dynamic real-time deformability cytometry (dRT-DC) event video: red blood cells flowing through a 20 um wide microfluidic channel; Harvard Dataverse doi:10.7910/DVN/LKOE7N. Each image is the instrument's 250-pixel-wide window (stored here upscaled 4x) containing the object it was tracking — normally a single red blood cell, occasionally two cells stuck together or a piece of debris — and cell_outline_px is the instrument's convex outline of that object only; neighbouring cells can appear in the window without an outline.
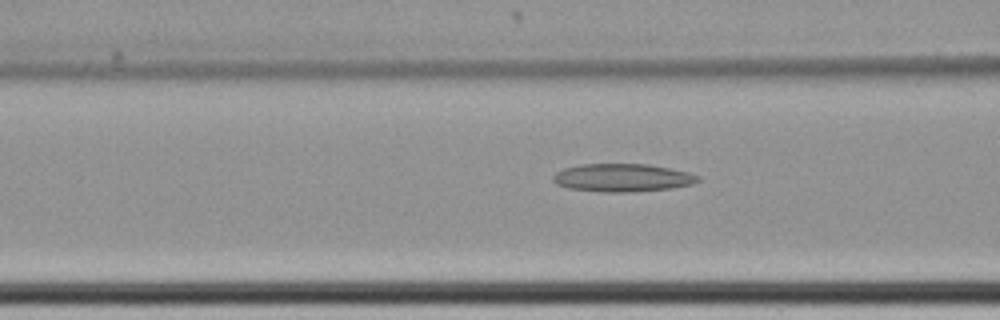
{"species": "common noctule bat (a hibernating species)", "species_latin": "Nyctalus noctula", "temperature_condition": "cold", "stored_images_in_passage": 48, "camera_frame_rate_fps": 3000, "um_per_image_px": 0.085, "animal": {"sex": "female", "body_mass_g": 22.7, "forearm_length_mm": 54.2}, "frame": {"image": 1, "passage_image": 13, "time_ms": 4.0, "image_size_px": [1000, 320], "cell_outline_px": [[700, 180], [692, 184], [672, 188], [632, 192], [604, 192], [568, 188], [556, 184], [552, 180], [552, 176], [556, 172], [564, 168], [580, 164], [648, 164], [688, 172], [700, 176]], "centroid_in_image_um": [52.89, 15.11], "position_along_channel_um": 113.7, "area_um2": 23.7}}
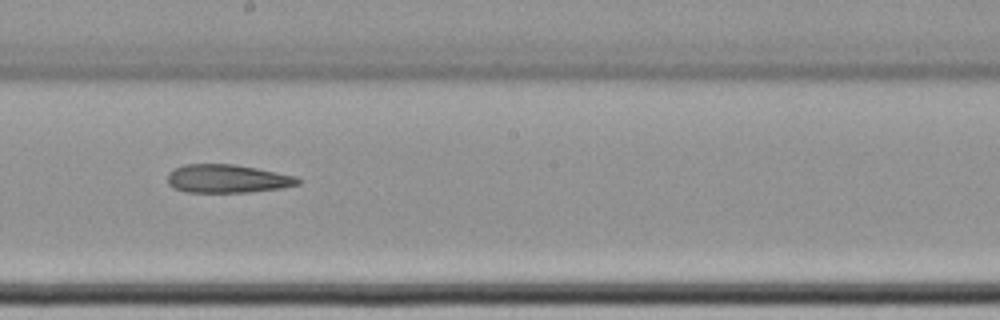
{"frame": {"image": 2, "passage_image": 23, "time_ms": 7.333, "image_size_px": [1000, 320], "cell_outline_px": [[300, 184], [284, 188], [248, 192], [188, 192], [172, 188], [168, 184], [168, 172], [184, 164], [232, 164], [256, 168], [296, 176], [300, 180]], "centroid_in_image_um": [19.32, 15.19], "position_along_channel_um": 228.9, "area_um2": 21.56}}
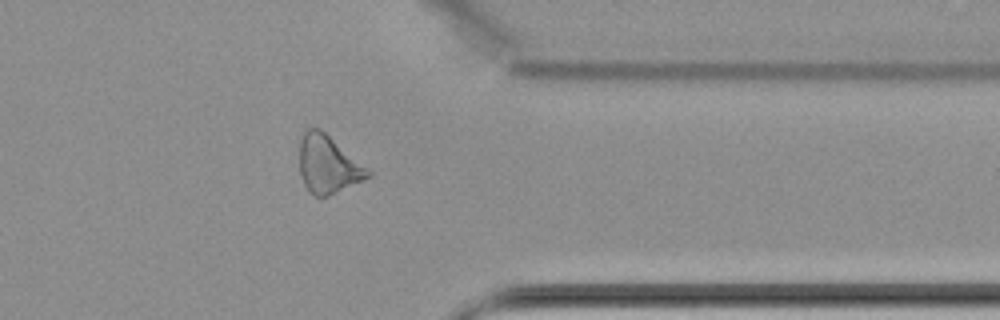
{"frame": {"image": 3, "passage_image": 37, "time_ms": 12.0, "image_size_px": [1000, 320], "cell_outline_px": [[372, 176], [364, 180], [328, 196], [316, 196], [308, 192], [304, 184], [300, 172], [300, 136], [308, 128], [320, 128], [372, 172]], "centroid_in_image_um": [27.87, 13.99], "position_along_channel_um": 383.5, "area_um2": 22.89}}